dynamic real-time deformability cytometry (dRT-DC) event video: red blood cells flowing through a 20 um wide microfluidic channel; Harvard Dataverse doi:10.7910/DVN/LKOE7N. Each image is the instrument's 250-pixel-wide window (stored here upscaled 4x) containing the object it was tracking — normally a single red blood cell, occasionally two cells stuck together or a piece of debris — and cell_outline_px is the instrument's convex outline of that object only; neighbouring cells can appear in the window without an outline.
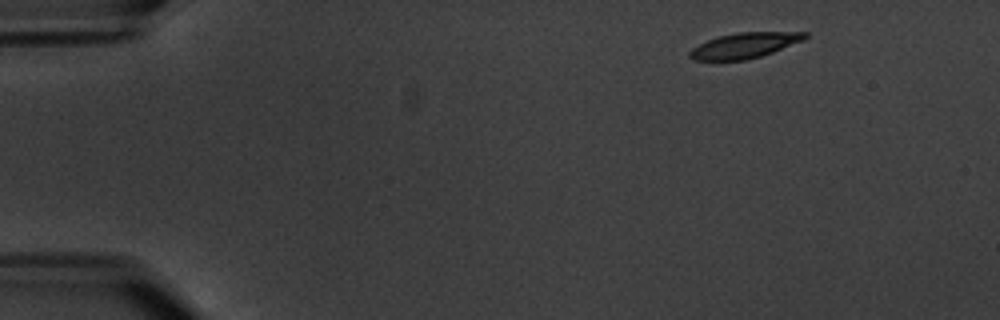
{"species": "common noctule bat (a hibernating species)", "species_latin": "Nyctalus noctula", "temperature_condition": "warm", "stored_images_in_passage": 4, "camera_frame_rate_fps": 3000, "um_per_image_px": 0.085, "animal": {"sex": "male", "body_mass_g": 20.1, "forearm_length_mm": 53.5}, "frame": {"image": 1, "passage_image": 1, "time_ms": 0.0, "image_size_px": [1000, 320], "cell_outline_px": [[808, 36], [804, 40], [772, 52], [760, 56], [744, 60], [692, 60], [688, 56], [688, 52], [692, 48], [708, 40], [720, 36], [740, 32], [808, 32]], "centroid_in_image_um": [63.28, 3.86], "position_along_channel_um": 21.7, "area_um2": 16.88}}